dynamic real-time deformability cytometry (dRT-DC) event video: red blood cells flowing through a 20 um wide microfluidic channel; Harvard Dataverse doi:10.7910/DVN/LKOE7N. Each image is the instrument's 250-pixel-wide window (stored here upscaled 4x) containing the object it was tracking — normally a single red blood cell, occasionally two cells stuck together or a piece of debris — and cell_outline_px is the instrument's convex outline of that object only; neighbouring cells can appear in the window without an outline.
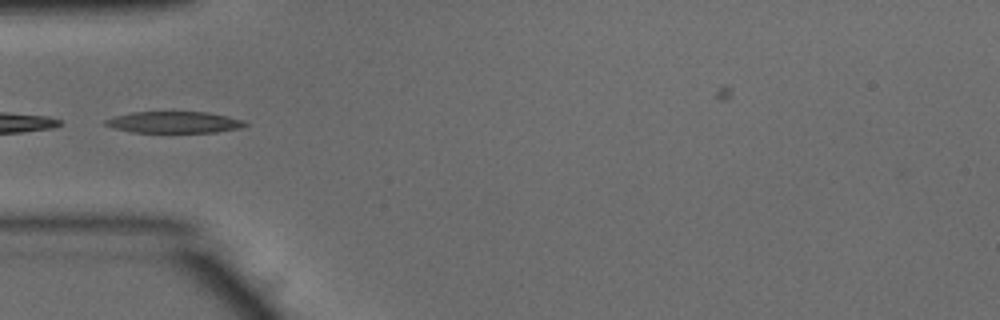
{"species": "common noctule bat (a hibernating species)", "species_latin": "Nyctalus noctula", "temperature_condition": "warm", "stored_images_in_passage": 10, "camera_frame_rate_fps": 3000, "um_per_image_px": 0.085, "animal": {"sex": "male", "body_mass_g": 15.6}, "frame": {"image": 1, "passage_image": 1, "time_ms": 0.0, "image_size_px": [1000, 320], "cell_outline_px": [[248, 124], [240, 128], [216, 132], [132, 132], [112, 128], [104, 124], [104, 120], [116, 116], [132, 112], [208, 112], [228, 116], [244, 120]], "centroid_in_image_um": [14.81, 10.39], "position_along_channel_um": 70.2, "area_um2": 17.46}}